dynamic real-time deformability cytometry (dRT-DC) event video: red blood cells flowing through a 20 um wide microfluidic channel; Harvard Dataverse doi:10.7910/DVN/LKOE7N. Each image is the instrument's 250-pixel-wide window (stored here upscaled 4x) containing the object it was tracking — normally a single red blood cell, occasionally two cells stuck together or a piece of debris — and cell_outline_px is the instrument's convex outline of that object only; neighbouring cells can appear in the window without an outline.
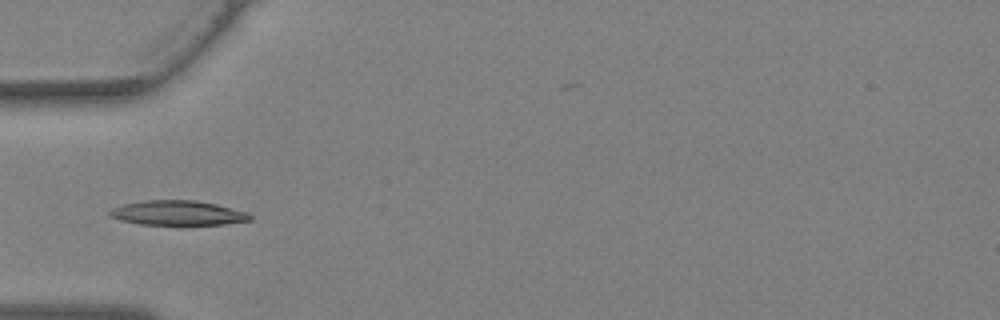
{"species": "Egyptian fruit bat (a non-hibernating species)", "species_latin": "Rousettus aegyptiacus", "temperature_condition": "warm", "stored_images_in_passage": 30, "camera_frame_rate_fps": 3000, "um_per_image_px": 0.085, "animal": {"sex": "female"}, "frame": {"image": 1, "passage_image": 4, "time_ms": 1.0, "image_size_px": [1000, 320], "cell_outline_px": [[252, 220], [224, 224], [140, 224], [120, 220], [108, 216], [108, 212], [112, 208], [124, 204], [144, 200], [196, 200], [216, 204], [248, 212], [252, 216]], "centroid_in_image_um": [15.11, 18.09], "position_along_channel_um": 69.9, "area_um2": 20.11}}
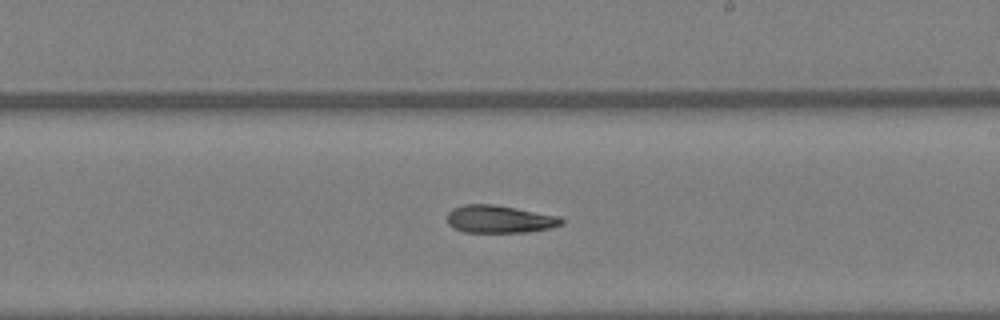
{"frame": {"image": 2, "passage_image": 14, "time_ms": 4.333, "image_size_px": [1000, 320], "cell_outline_px": [[564, 224], [548, 228], [524, 232], [464, 232], [452, 228], [448, 224], [448, 212], [452, 208], [464, 204], [492, 204], [516, 208], [560, 216], [564, 220]], "centroid_in_image_um": [42.44, 18.62], "position_along_channel_um": 246.6, "area_um2": 18.44}}
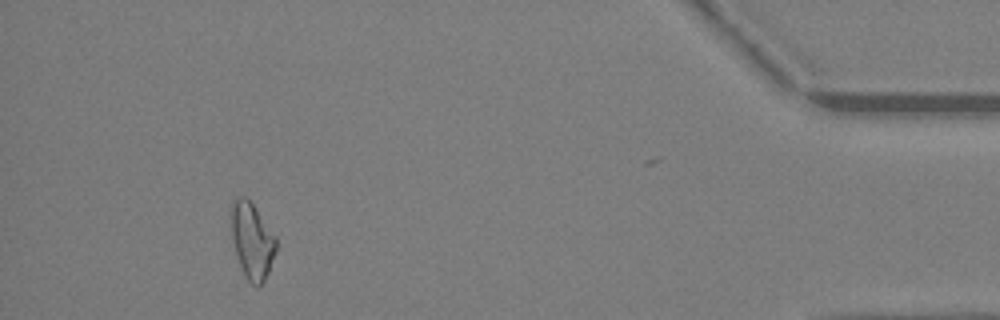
{"frame": {"image": 3, "passage_image": 27, "time_ms": 8.667, "image_size_px": [1000, 320], "cell_outline_px": [[276, 252], [268, 272], [264, 280], [260, 284], [252, 284], [248, 280], [240, 264], [232, 240], [228, 220], [228, 208], [232, 200], [240, 196], [244, 196], [252, 204], [276, 236]], "centroid_in_image_um": [21.37, 20.37], "position_along_channel_um": 413.8, "area_um2": 20.06}}